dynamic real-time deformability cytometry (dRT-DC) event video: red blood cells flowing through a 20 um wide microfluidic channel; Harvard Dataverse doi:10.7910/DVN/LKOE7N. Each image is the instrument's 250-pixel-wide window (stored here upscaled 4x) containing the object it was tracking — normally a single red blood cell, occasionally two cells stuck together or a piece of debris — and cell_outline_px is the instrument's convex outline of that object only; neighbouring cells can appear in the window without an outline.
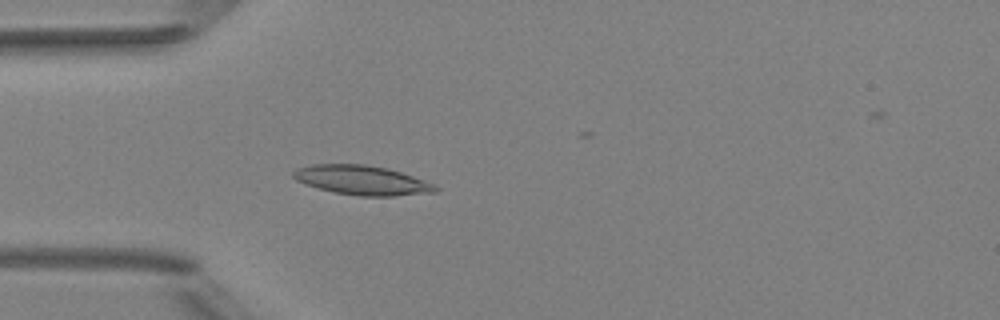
{"species": "Egyptian fruit bat (a non-hibernating species)", "species_latin": "Rousettus aegyptiacus", "temperature_condition": "room temperature", "stored_images_in_passage": 5, "camera_frame_rate_fps": 3000, "um_per_image_px": 0.085, "animal": {"sex": "female"}, "frame": {"image": 1, "passage_image": 5, "time_ms": 4.667, "image_size_px": [1000, 320], "cell_outline_px": [[440, 188], [436, 192], [392, 196], [360, 196], [336, 192], [304, 184], [296, 180], [292, 176], [292, 172], [296, 168], [312, 164], [364, 164], [388, 168], [412, 176], [432, 184]], "centroid_in_image_um": [30.73, 15.31], "position_along_channel_um": 54.3, "area_um2": 24.16}}